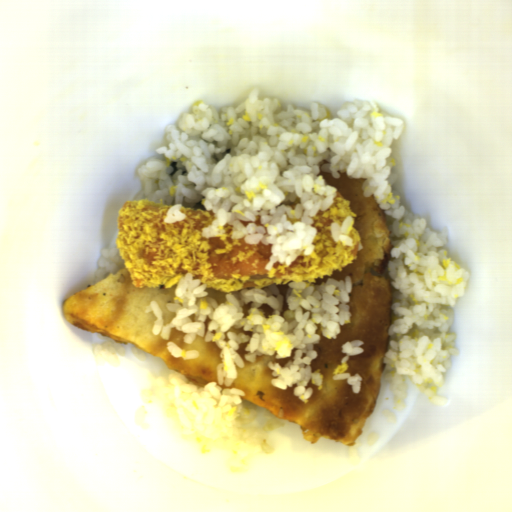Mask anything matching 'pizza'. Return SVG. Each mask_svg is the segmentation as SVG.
<instances>
[{
	"label": "pizza",
	"instance_id": "1",
	"mask_svg": "<svg viewBox=\"0 0 512 512\" xmlns=\"http://www.w3.org/2000/svg\"><path fill=\"white\" fill-rule=\"evenodd\" d=\"M326 184L334 187L344 199L349 200L354 211L353 227L360 243L358 254L351 263L315 280L318 286L327 279L342 280L351 277L349 295L351 322L340 327L335 338L321 337L314 345L316 357L313 372L322 376L321 384L309 382L312 389L308 400L297 397L294 387L278 389L271 384L269 362L285 366L290 357L273 355L255 356L253 362L245 359L246 347L242 342L237 348L243 367L235 364L236 378L226 386L218 383L217 366L222 361V349L215 341H206L203 335L195 336L191 343L184 342V333L171 327L169 339L153 332L158 319L147 307L155 301L162 311L164 325L171 323L176 312L167 304L175 302L176 282L170 286L136 287L127 265L113 274H107L61 303L67 323L87 332L99 333L119 344H130L140 351L162 361L172 374L182 376L198 387L210 382L226 388L242 389L241 397L271 412L278 420L299 424L305 440L317 443L329 438L335 443L351 448L358 443L366 421L377 407L381 377L385 370L384 356L389 344V327L392 317L393 290L387 272V261L393 248L387 216L373 196H363L365 180L348 178L341 172L333 178L330 172L320 173ZM355 339L364 340V352L350 356L344 364L341 345ZM172 341L184 351L198 350L193 360L173 357L167 350ZM350 372L363 377L361 390L355 394L346 380H333L332 376Z\"/></svg>",
	"mask_w": 512,
	"mask_h": 512
},
{
	"label": "pizza",
	"instance_id": "3",
	"mask_svg": "<svg viewBox=\"0 0 512 512\" xmlns=\"http://www.w3.org/2000/svg\"><path fill=\"white\" fill-rule=\"evenodd\" d=\"M290 284H291V282L290 283H284V284H276L277 288H278V291H279V293L281 294V297H282V309H283V311H286L289 308V305H288V302H287V299H286V293H287V291L289 289Z\"/></svg>",
	"mask_w": 512,
	"mask_h": 512
},
{
	"label": "pizza",
	"instance_id": "2",
	"mask_svg": "<svg viewBox=\"0 0 512 512\" xmlns=\"http://www.w3.org/2000/svg\"><path fill=\"white\" fill-rule=\"evenodd\" d=\"M205 292H207L208 296L210 298H214L215 301L220 305L222 303H225L227 300H226V293L228 291H219V290H216V289H213L211 287H206L205 289Z\"/></svg>",
	"mask_w": 512,
	"mask_h": 512
}]
</instances>
